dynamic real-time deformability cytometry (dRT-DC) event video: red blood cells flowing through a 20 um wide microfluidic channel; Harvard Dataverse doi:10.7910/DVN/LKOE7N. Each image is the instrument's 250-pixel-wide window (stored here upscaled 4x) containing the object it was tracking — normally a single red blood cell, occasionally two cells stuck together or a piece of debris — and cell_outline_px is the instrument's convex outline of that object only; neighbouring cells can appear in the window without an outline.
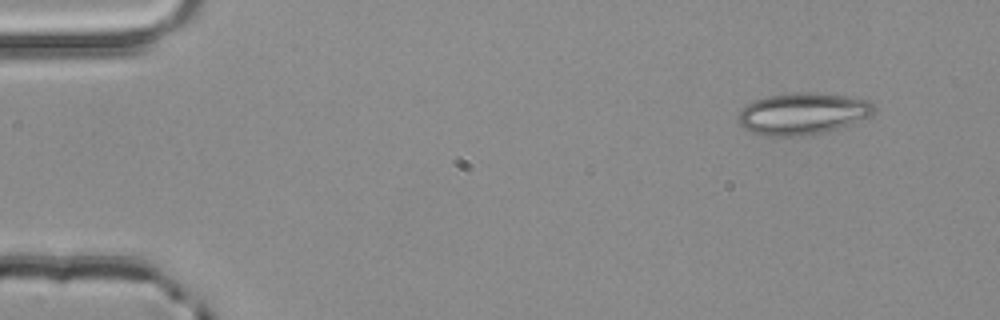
{"species": "common noctule bat (a hibernating species)", "species_latin": "Nyctalus noctula", "temperature_condition": "room temperature", "stored_images_in_passage": 3, "camera_frame_rate_fps": 3000, "um_per_image_px": 0.085, "animal": {"sex": "male", "body_mass_g": 20.4}, "frame": {"image": 1, "passage_image": 1, "time_ms": 0.0, "image_size_px": [1000, 320], "cell_outline_px": [[876, 112], [872, 116], [852, 124], [824, 132], [800, 136], [764, 136], [752, 132], [744, 128], [740, 124], [740, 108], [756, 100], [768, 96], [792, 92], [816, 92], [844, 96], [868, 100], [876, 108]], "centroid_in_image_um": [68.26, 9.66], "position_along_channel_um": 16.7, "area_um2": 33.12}}